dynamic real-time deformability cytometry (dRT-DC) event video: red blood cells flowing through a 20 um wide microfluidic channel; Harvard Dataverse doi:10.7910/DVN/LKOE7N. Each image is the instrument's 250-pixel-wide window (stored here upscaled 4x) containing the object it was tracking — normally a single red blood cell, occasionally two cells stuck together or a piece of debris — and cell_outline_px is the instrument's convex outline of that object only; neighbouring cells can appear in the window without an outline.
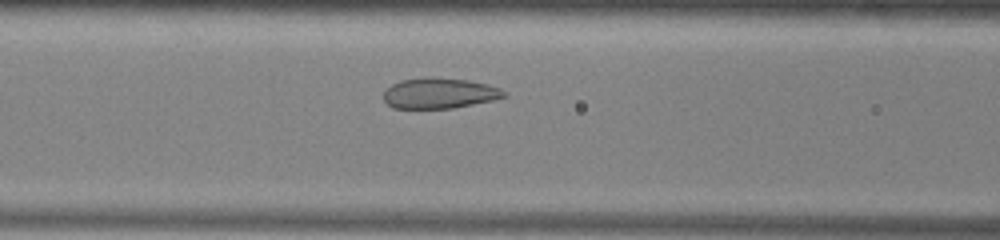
{"species": "common noctule bat (a hibernating species)", "species_latin": "Nyctalus noctula", "temperature_condition": "warm", "stored_images_in_passage": 35, "camera_frame_rate_fps": 3000, "um_per_image_px": 0.085, "animal": {"sex": "male", "body_mass_g": 13.0, "forearm_length_mm": 53.1}, "frame": {"image": 1, "passage_image": 15, "time_ms": 4.667, "image_size_px": [1000, 240], "cell_outline_px": [[508, 96], [492, 100], [452, 108], [392, 108], [384, 100], [384, 92], [392, 84], [400, 80], [424, 76], [428, 76], [468, 80], [488, 84], [500, 88], [508, 92]], "centroid_in_image_um": [37.36, 7.9], "position_along_channel_um": 129.2, "area_um2": 21.62}}
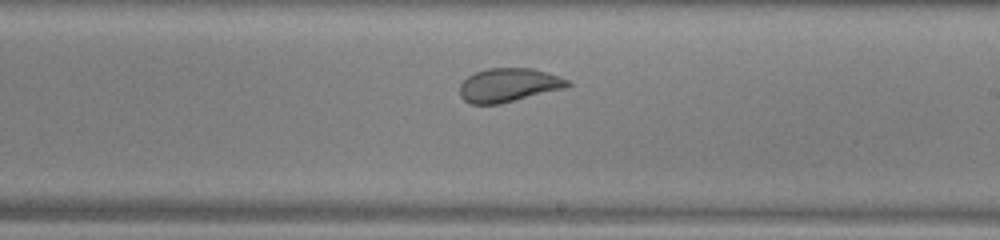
{"frame": {"image": 2, "passage_image": 24, "time_ms": 7.667, "image_size_px": [1000, 240], "cell_outline_px": [[572, 84], [564, 88], [500, 104], [472, 104], [464, 100], [460, 96], [460, 84], [468, 76], [476, 72], [488, 68], [532, 68], [560, 76], [568, 80]], "centroid_in_image_um": [43.23, 7.23], "position_along_channel_um": 245.8, "area_um2": 21.1}}
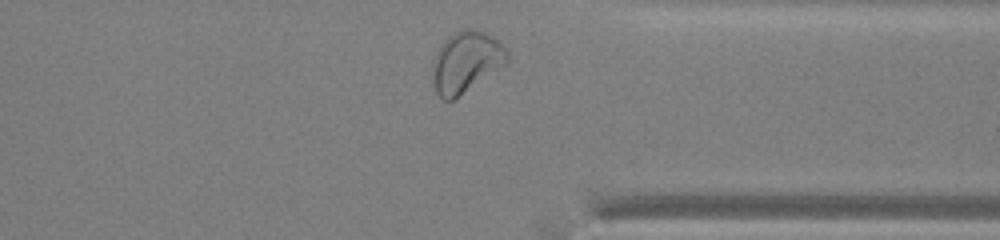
{"frame": {"image": 3, "passage_image": 34, "time_ms": 11.0, "image_size_px": [1000, 240], "cell_outline_px": [[508, 64], [452, 100], [444, 100], [436, 92], [432, 80], [432, 60], [440, 44], [448, 36], [464, 28], [472, 28], [484, 32], [492, 36], [508, 52]], "centroid_in_image_um": [39.6, 5.26], "position_along_channel_um": 371.8, "area_um2": 26.7}, "authors_computed_cell_mechanics": {"area_um2": 22.7154, "velocity_mm_per_s": 3.8951, "shape_relaxation_time_tau1_ms": 4.5673, "shape_relaxation_time_tau2_ms": 0.6166, "deformation_change_tau1": 0.1246, "deformation_change_tau2": 0.0607}}